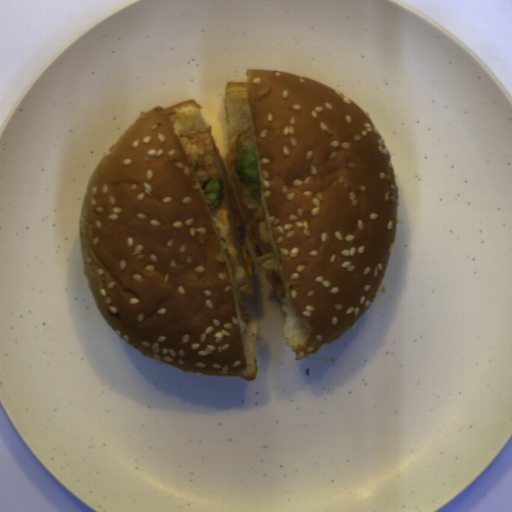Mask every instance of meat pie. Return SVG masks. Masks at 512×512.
<instances>
[{
  "label": "meat pie",
  "mask_w": 512,
  "mask_h": 512,
  "mask_svg": "<svg viewBox=\"0 0 512 512\" xmlns=\"http://www.w3.org/2000/svg\"><path fill=\"white\" fill-rule=\"evenodd\" d=\"M198 184L204 194L207 184L222 179L224 192L219 207L207 201L221 237L227 242L228 261L235 279L236 290L243 296H251L254 279L251 262L243 244L240 224L245 222L247 236L258 245L261 253H274L268 221L263 213L259 218L254 208H248L244 201L239 174L235 165L242 150L254 144L253 124H248L227 145L226 163L222 159L212 126L203 130L183 132L179 138Z\"/></svg>",
  "instance_id": "meat-pie-1"
},
{
  "label": "meat pie",
  "mask_w": 512,
  "mask_h": 512,
  "mask_svg": "<svg viewBox=\"0 0 512 512\" xmlns=\"http://www.w3.org/2000/svg\"><path fill=\"white\" fill-rule=\"evenodd\" d=\"M267 280L273 285L276 296L279 300L284 299V291L282 287V279L279 278L273 271L270 275H266Z\"/></svg>",
  "instance_id": "meat-pie-2"
}]
</instances>
